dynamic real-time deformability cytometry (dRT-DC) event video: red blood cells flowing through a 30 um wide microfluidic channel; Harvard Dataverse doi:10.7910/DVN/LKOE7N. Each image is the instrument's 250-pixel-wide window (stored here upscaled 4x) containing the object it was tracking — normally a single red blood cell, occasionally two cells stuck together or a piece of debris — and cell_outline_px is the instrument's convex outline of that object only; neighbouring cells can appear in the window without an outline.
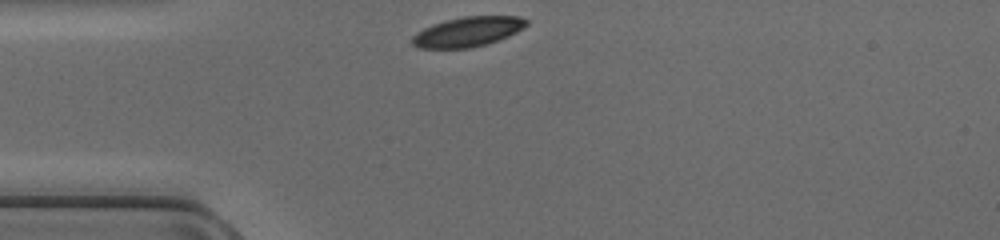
{"species": "common noctule bat (a hibernating species)", "species_latin": "Nyctalus noctula", "temperature_condition": "cold", "stored_images_in_passage": 27, "camera_frame_rate_fps": 3000, "um_per_image_px": 0.085, "animal": {"sex": "female", "body_mass_g": 17.0, "forearm_length_mm": 48.0}, "frame": {"image": 1, "passage_image": 1, "time_ms": 0.0, "image_size_px": [1000, 240], "cell_outline_px": [[528, 24], [516, 32], [508, 36], [488, 44], [468, 48], [420, 48], [412, 44], [412, 36], [416, 32], [432, 24], [464, 16], [520, 16], [528, 20]], "centroid_in_image_um": [39.76, 2.7], "position_along_channel_um": 45.2, "area_um2": 19.77}}
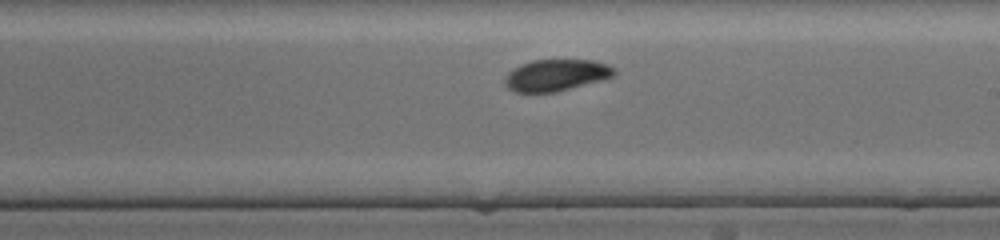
{"frame": {"image": 2, "passage_image": 16, "time_ms": 5.0, "image_size_px": [1000, 240], "cell_outline_px": [[616, 72], [612, 76], [600, 80], [556, 92], [516, 92], [508, 88], [504, 84], [504, 76], [512, 68], [520, 64], [532, 60], [592, 60], [608, 64], [616, 68]], "centroid_in_image_um": [47.23, 6.38], "position_along_channel_um": 241.8, "area_um2": 20.17}}
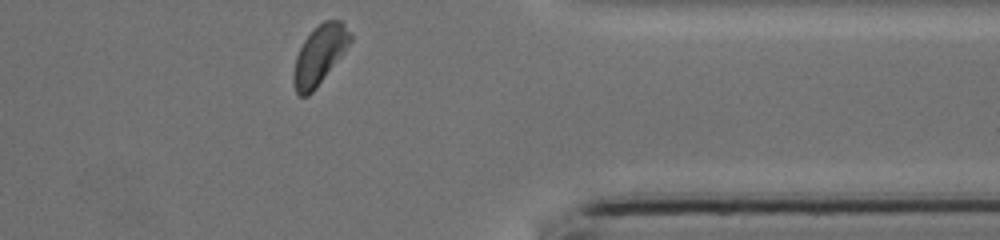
{"frame": {"image": 3, "passage_image": 27, "time_ms": 8.667, "image_size_px": [1000, 240], "cell_outline_px": [[352, 40], [316, 88], [308, 96], [300, 96], [296, 92], [292, 80], [292, 72], [296, 56], [304, 40], [324, 20], [340, 20], [344, 24], [352, 36]], "centroid_in_image_um": [27.13, 4.69], "position_along_channel_um": 384.3, "area_um2": 19.07}}